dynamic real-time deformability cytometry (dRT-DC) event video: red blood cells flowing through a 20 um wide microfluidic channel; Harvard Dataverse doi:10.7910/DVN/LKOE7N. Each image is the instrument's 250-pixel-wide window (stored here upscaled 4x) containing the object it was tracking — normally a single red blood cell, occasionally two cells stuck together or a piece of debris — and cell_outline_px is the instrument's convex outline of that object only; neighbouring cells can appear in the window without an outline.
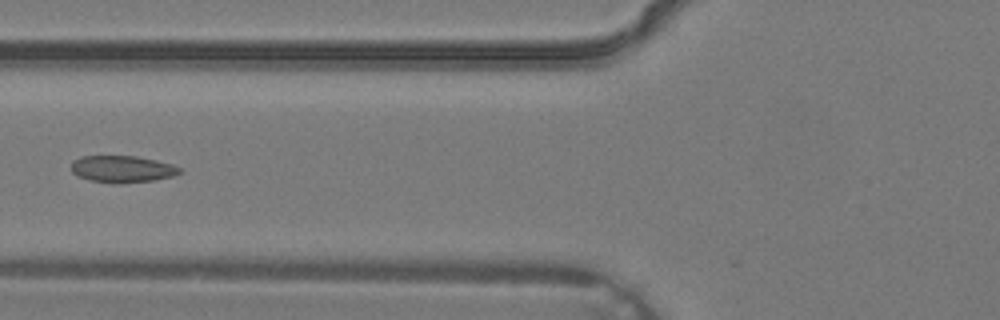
{"species": "common noctule bat (a hibernating species)", "species_latin": "Nyctalus noctula", "temperature_condition": "warm", "stored_images_in_passage": 5, "camera_frame_rate_fps": 3000, "um_per_image_px": 0.085, "animal": {"sex": "male", "body_mass_g": 19.2, "forearm_length_mm": 51.8}, "frame": {"image": 1, "passage_image": 5, "time_ms": 1.333, "image_size_px": [1000, 320], "cell_outline_px": [[180, 172], [172, 176], [156, 180], [116, 184], [92, 180], [76, 176], [72, 172], [72, 160], [80, 156], [136, 156], [156, 160], [172, 164], [180, 168]], "centroid_in_image_um": [10.37, 14.37], "position_along_channel_um": 115.4, "area_um2": 16.99}}